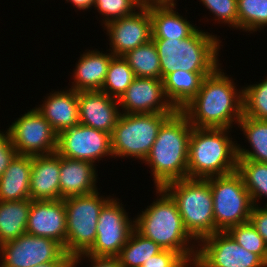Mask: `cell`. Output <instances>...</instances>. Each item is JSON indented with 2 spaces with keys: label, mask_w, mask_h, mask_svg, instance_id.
Masks as SVG:
<instances>
[{
  "label": "cell",
  "mask_w": 267,
  "mask_h": 267,
  "mask_svg": "<svg viewBox=\"0 0 267 267\" xmlns=\"http://www.w3.org/2000/svg\"><path fill=\"white\" fill-rule=\"evenodd\" d=\"M60 156L70 159L88 161L94 165L105 156L113 157L111 151V135L78 124L58 134L57 151Z\"/></svg>",
  "instance_id": "5bb4252c"
},
{
  "label": "cell",
  "mask_w": 267,
  "mask_h": 267,
  "mask_svg": "<svg viewBox=\"0 0 267 267\" xmlns=\"http://www.w3.org/2000/svg\"><path fill=\"white\" fill-rule=\"evenodd\" d=\"M71 256L65 253L59 260L49 263H43L34 267H68Z\"/></svg>",
  "instance_id": "60d3db41"
},
{
  "label": "cell",
  "mask_w": 267,
  "mask_h": 267,
  "mask_svg": "<svg viewBox=\"0 0 267 267\" xmlns=\"http://www.w3.org/2000/svg\"><path fill=\"white\" fill-rule=\"evenodd\" d=\"M157 49L161 79L176 70L213 73L219 65V37L197 28L184 39H151Z\"/></svg>",
  "instance_id": "277c9868"
},
{
  "label": "cell",
  "mask_w": 267,
  "mask_h": 267,
  "mask_svg": "<svg viewBox=\"0 0 267 267\" xmlns=\"http://www.w3.org/2000/svg\"><path fill=\"white\" fill-rule=\"evenodd\" d=\"M32 156L17 154L0 177V201L30 199Z\"/></svg>",
  "instance_id": "cb8c5ba5"
},
{
  "label": "cell",
  "mask_w": 267,
  "mask_h": 267,
  "mask_svg": "<svg viewBox=\"0 0 267 267\" xmlns=\"http://www.w3.org/2000/svg\"><path fill=\"white\" fill-rule=\"evenodd\" d=\"M177 204L188 233L199 241L215 233L213 197L206 179H181L163 187Z\"/></svg>",
  "instance_id": "8992f818"
},
{
  "label": "cell",
  "mask_w": 267,
  "mask_h": 267,
  "mask_svg": "<svg viewBox=\"0 0 267 267\" xmlns=\"http://www.w3.org/2000/svg\"><path fill=\"white\" fill-rule=\"evenodd\" d=\"M142 267H192L177 252L163 250L159 254L149 258Z\"/></svg>",
  "instance_id": "8d00e7d4"
},
{
  "label": "cell",
  "mask_w": 267,
  "mask_h": 267,
  "mask_svg": "<svg viewBox=\"0 0 267 267\" xmlns=\"http://www.w3.org/2000/svg\"><path fill=\"white\" fill-rule=\"evenodd\" d=\"M162 251L157 243L134 229L117 257L122 267H142L149 258Z\"/></svg>",
  "instance_id": "83f0119b"
},
{
  "label": "cell",
  "mask_w": 267,
  "mask_h": 267,
  "mask_svg": "<svg viewBox=\"0 0 267 267\" xmlns=\"http://www.w3.org/2000/svg\"><path fill=\"white\" fill-rule=\"evenodd\" d=\"M48 95L42 105L35 108L57 134L79 124L77 91L69 88Z\"/></svg>",
  "instance_id": "44dd1931"
},
{
  "label": "cell",
  "mask_w": 267,
  "mask_h": 267,
  "mask_svg": "<svg viewBox=\"0 0 267 267\" xmlns=\"http://www.w3.org/2000/svg\"><path fill=\"white\" fill-rule=\"evenodd\" d=\"M112 196L94 193L69 197L64 200L66 209V253L70 256L86 253L94 244L97 221L103 206Z\"/></svg>",
  "instance_id": "ba28073f"
},
{
  "label": "cell",
  "mask_w": 267,
  "mask_h": 267,
  "mask_svg": "<svg viewBox=\"0 0 267 267\" xmlns=\"http://www.w3.org/2000/svg\"><path fill=\"white\" fill-rule=\"evenodd\" d=\"M69 1L79 10H89L95 3V0H66V2Z\"/></svg>",
  "instance_id": "b9f144b4"
},
{
  "label": "cell",
  "mask_w": 267,
  "mask_h": 267,
  "mask_svg": "<svg viewBox=\"0 0 267 267\" xmlns=\"http://www.w3.org/2000/svg\"><path fill=\"white\" fill-rule=\"evenodd\" d=\"M118 99L101 90L78 91L79 123L112 135L121 114Z\"/></svg>",
  "instance_id": "ac0fdd59"
},
{
  "label": "cell",
  "mask_w": 267,
  "mask_h": 267,
  "mask_svg": "<svg viewBox=\"0 0 267 267\" xmlns=\"http://www.w3.org/2000/svg\"><path fill=\"white\" fill-rule=\"evenodd\" d=\"M237 7L239 30L252 33L267 26V0H237Z\"/></svg>",
  "instance_id": "1f68e13d"
},
{
  "label": "cell",
  "mask_w": 267,
  "mask_h": 267,
  "mask_svg": "<svg viewBox=\"0 0 267 267\" xmlns=\"http://www.w3.org/2000/svg\"><path fill=\"white\" fill-rule=\"evenodd\" d=\"M219 66L203 79L196 96L181 110L195 128H228L243 116V89ZM236 87V88H235Z\"/></svg>",
  "instance_id": "6da1fadb"
},
{
  "label": "cell",
  "mask_w": 267,
  "mask_h": 267,
  "mask_svg": "<svg viewBox=\"0 0 267 267\" xmlns=\"http://www.w3.org/2000/svg\"><path fill=\"white\" fill-rule=\"evenodd\" d=\"M7 131L19 155H48L57 151L58 134L36 108L17 118Z\"/></svg>",
  "instance_id": "8fae6325"
},
{
  "label": "cell",
  "mask_w": 267,
  "mask_h": 267,
  "mask_svg": "<svg viewBox=\"0 0 267 267\" xmlns=\"http://www.w3.org/2000/svg\"><path fill=\"white\" fill-rule=\"evenodd\" d=\"M59 178L60 155L57 152L48 155L32 156L30 199L59 200Z\"/></svg>",
  "instance_id": "d6986e66"
},
{
  "label": "cell",
  "mask_w": 267,
  "mask_h": 267,
  "mask_svg": "<svg viewBox=\"0 0 267 267\" xmlns=\"http://www.w3.org/2000/svg\"><path fill=\"white\" fill-rule=\"evenodd\" d=\"M118 200L111 198L101 209L97 221L96 240L86 254L118 256L127 243L134 230V220L128 217L123 204Z\"/></svg>",
  "instance_id": "7c38bea8"
},
{
  "label": "cell",
  "mask_w": 267,
  "mask_h": 267,
  "mask_svg": "<svg viewBox=\"0 0 267 267\" xmlns=\"http://www.w3.org/2000/svg\"><path fill=\"white\" fill-rule=\"evenodd\" d=\"M155 190L159 196L142 214L134 218V229L163 250L179 253L193 267L198 242L186 230L177 204L170 194L163 187Z\"/></svg>",
  "instance_id": "7a4b0ae2"
},
{
  "label": "cell",
  "mask_w": 267,
  "mask_h": 267,
  "mask_svg": "<svg viewBox=\"0 0 267 267\" xmlns=\"http://www.w3.org/2000/svg\"><path fill=\"white\" fill-rule=\"evenodd\" d=\"M199 242L194 267H267L258 255L241 247L227 231H218Z\"/></svg>",
  "instance_id": "30bf717a"
},
{
  "label": "cell",
  "mask_w": 267,
  "mask_h": 267,
  "mask_svg": "<svg viewBox=\"0 0 267 267\" xmlns=\"http://www.w3.org/2000/svg\"><path fill=\"white\" fill-rule=\"evenodd\" d=\"M134 14L113 20L104 26L109 36V50L114 56H124L152 39L151 17L148 6H142Z\"/></svg>",
  "instance_id": "9a60e30c"
},
{
  "label": "cell",
  "mask_w": 267,
  "mask_h": 267,
  "mask_svg": "<svg viewBox=\"0 0 267 267\" xmlns=\"http://www.w3.org/2000/svg\"><path fill=\"white\" fill-rule=\"evenodd\" d=\"M206 180L212 190L215 233L249 221L254 204L237 171Z\"/></svg>",
  "instance_id": "9c48e42d"
},
{
  "label": "cell",
  "mask_w": 267,
  "mask_h": 267,
  "mask_svg": "<svg viewBox=\"0 0 267 267\" xmlns=\"http://www.w3.org/2000/svg\"><path fill=\"white\" fill-rule=\"evenodd\" d=\"M212 73L188 72L176 70L163 79L167 99L172 106L181 111L199 92L203 79Z\"/></svg>",
  "instance_id": "d4e9b609"
},
{
  "label": "cell",
  "mask_w": 267,
  "mask_h": 267,
  "mask_svg": "<svg viewBox=\"0 0 267 267\" xmlns=\"http://www.w3.org/2000/svg\"><path fill=\"white\" fill-rule=\"evenodd\" d=\"M118 101L124 114L177 111L166 97L162 79L157 78L136 77Z\"/></svg>",
  "instance_id": "2e32d148"
},
{
  "label": "cell",
  "mask_w": 267,
  "mask_h": 267,
  "mask_svg": "<svg viewBox=\"0 0 267 267\" xmlns=\"http://www.w3.org/2000/svg\"><path fill=\"white\" fill-rule=\"evenodd\" d=\"M228 128H192L188 178L207 179L237 171V143Z\"/></svg>",
  "instance_id": "5b68a950"
},
{
  "label": "cell",
  "mask_w": 267,
  "mask_h": 267,
  "mask_svg": "<svg viewBox=\"0 0 267 267\" xmlns=\"http://www.w3.org/2000/svg\"><path fill=\"white\" fill-rule=\"evenodd\" d=\"M65 253L55 240L25 233L0 245V267H34L57 261Z\"/></svg>",
  "instance_id": "4fadbf2b"
},
{
  "label": "cell",
  "mask_w": 267,
  "mask_h": 267,
  "mask_svg": "<svg viewBox=\"0 0 267 267\" xmlns=\"http://www.w3.org/2000/svg\"><path fill=\"white\" fill-rule=\"evenodd\" d=\"M215 15V21L238 29L237 0H200Z\"/></svg>",
  "instance_id": "d590c367"
},
{
  "label": "cell",
  "mask_w": 267,
  "mask_h": 267,
  "mask_svg": "<svg viewBox=\"0 0 267 267\" xmlns=\"http://www.w3.org/2000/svg\"><path fill=\"white\" fill-rule=\"evenodd\" d=\"M238 127L244 132L251 149L241 148L237 144V160L267 163V120H258L243 115L238 121Z\"/></svg>",
  "instance_id": "4316f807"
},
{
  "label": "cell",
  "mask_w": 267,
  "mask_h": 267,
  "mask_svg": "<svg viewBox=\"0 0 267 267\" xmlns=\"http://www.w3.org/2000/svg\"><path fill=\"white\" fill-rule=\"evenodd\" d=\"M192 128L181 111L172 114L160 127L143 161L151 169L156 188L188 178V149Z\"/></svg>",
  "instance_id": "3957f363"
},
{
  "label": "cell",
  "mask_w": 267,
  "mask_h": 267,
  "mask_svg": "<svg viewBox=\"0 0 267 267\" xmlns=\"http://www.w3.org/2000/svg\"><path fill=\"white\" fill-rule=\"evenodd\" d=\"M26 233L60 243L66 252V209L64 200H32Z\"/></svg>",
  "instance_id": "e0dca14e"
},
{
  "label": "cell",
  "mask_w": 267,
  "mask_h": 267,
  "mask_svg": "<svg viewBox=\"0 0 267 267\" xmlns=\"http://www.w3.org/2000/svg\"><path fill=\"white\" fill-rule=\"evenodd\" d=\"M237 172L242 176L254 205L263 196L267 197V163L237 160Z\"/></svg>",
  "instance_id": "4dcf8cb0"
},
{
  "label": "cell",
  "mask_w": 267,
  "mask_h": 267,
  "mask_svg": "<svg viewBox=\"0 0 267 267\" xmlns=\"http://www.w3.org/2000/svg\"><path fill=\"white\" fill-rule=\"evenodd\" d=\"M94 7L105 17L102 20L105 26L113 20L134 14L142 5L136 0H95Z\"/></svg>",
  "instance_id": "e575fe53"
},
{
  "label": "cell",
  "mask_w": 267,
  "mask_h": 267,
  "mask_svg": "<svg viewBox=\"0 0 267 267\" xmlns=\"http://www.w3.org/2000/svg\"><path fill=\"white\" fill-rule=\"evenodd\" d=\"M243 88V115L267 120V77L257 84Z\"/></svg>",
  "instance_id": "d6a6232c"
},
{
  "label": "cell",
  "mask_w": 267,
  "mask_h": 267,
  "mask_svg": "<svg viewBox=\"0 0 267 267\" xmlns=\"http://www.w3.org/2000/svg\"><path fill=\"white\" fill-rule=\"evenodd\" d=\"M249 221L267 245V203L264 207H259L258 204L254 205Z\"/></svg>",
  "instance_id": "ab89813d"
},
{
  "label": "cell",
  "mask_w": 267,
  "mask_h": 267,
  "mask_svg": "<svg viewBox=\"0 0 267 267\" xmlns=\"http://www.w3.org/2000/svg\"><path fill=\"white\" fill-rule=\"evenodd\" d=\"M95 166L88 161L60 156V199L96 192L98 175Z\"/></svg>",
  "instance_id": "ffe728a7"
},
{
  "label": "cell",
  "mask_w": 267,
  "mask_h": 267,
  "mask_svg": "<svg viewBox=\"0 0 267 267\" xmlns=\"http://www.w3.org/2000/svg\"><path fill=\"white\" fill-rule=\"evenodd\" d=\"M136 1L140 3L142 6H148L158 3V0H136Z\"/></svg>",
  "instance_id": "7bdbcfd3"
},
{
  "label": "cell",
  "mask_w": 267,
  "mask_h": 267,
  "mask_svg": "<svg viewBox=\"0 0 267 267\" xmlns=\"http://www.w3.org/2000/svg\"><path fill=\"white\" fill-rule=\"evenodd\" d=\"M174 113H121L111 135L115 157L144 161L156 140L162 124Z\"/></svg>",
  "instance_id": "52a82bcc"
},
{
  "label": "cell",
  "mask_w": 267,
  "mask_h": 267,
  "mask_svg": "<svg viewBox=\"0 0 267 267\" xmlns=\"http://www.w3.org/2000/svg\"><path fill=\"white\" fill-rule=\"evenodd\" d=\"M85 258L92 263L90 267H122L117 256H93L86 253L71 256L68 267H76Z\"/></svg>",
  "instance_id": "74e56055"
},
{
  "label": "cell",
  "mask_w": 267,
  "mask_h": 267,
  "mask_svg": "<svg viewBox=\"0 0 267 267\" xmlns=\"http://www.w3.org/2000/svg\"><path fill=\"white\" fill-rule=\"evenodd\" d=\"M164 1L175 2L176 0H158V3H161V2H164Z\"/></svg>",
  "instance_id": "ee69618b"
},
{
  "label": "cell",
  "mask_w": 267,
  "mask_h": 267,
  "mask_svg": "<svg viewBox=\"0 0 267 267\" xmlns=\"http://www.w3.org/2000/svg\"><path fill=\"white\" fill-rule=\"evenodd\" d=\"M4 133L0 131V177L4 174L10 162L17 155L10 134L7 130L6 132L4 131Z\"/></svg>",
  "instance_id": "f35d334b"
},
{
  "label": "cell",
  "mask_w": 267,
  "mask_h": 267,
  "mask_svg": "<svg viewBox=\"0 0 267 267\" xmlns=\"http://www.w3.org/2000/svg\"><path fill=\"white\" fill-rule=\"evenodd\" d=\"M135 78L134 71L123 56H114L109 64L101 91L112 98L120 99Z\"/></svg>",
  "instance_id": "f546056e"
},
{
  "label": "cell",
  "mask_w": 267,
  "mask_h": 267,
  "mask_svg": "<svg viewBox=\"0 0 267 267\" xmlns=\"http://www.w3.org/2000/svg\"><path fill=\"white\" fill-rule=\"evenodd\" d=\"M114 55L102 51L89 50L81 54L73 73L71 85L75 91L102 90L109 64Z\"/></svg>",
  "instance_id": "603a6c76"
},
{
  "label": "cell",
  "mask_w": 267,
  "mask_h": 267,
  "mask_svg": "<svg viewBox=\"0 0 267 267\" xmlns=\"http://www.w3.org/2000/svg\"><path fill=\"white\" fill-rule=\"evenodd\" d=\"M123 58L136 77L161 79L159 55L152 40L127 52Z\"/></svg>",
  "instance_id": "f1b7e54d"
},
{
  "label": "cell",
  "mask_w": 267,
  "mask_h": 267,
  "mask_svg": "<svg viewBox=\"0 0 267 267\" xmlns=\"http://www.w3.org/2000/svg\"><path fill=\"white\" fill-rule=\"evenodd\" d=\"M175 6L176 3L170 1L148 5L152 39H184L197 29L176 12Z\"/></svg>",
  "instance_id": "7402d4cb"
},
{
  "label": "cell",
  "mask_w": 267,
  "mask_h": 267,
  "mask_svg": "<svg viewBox=\"0 0 267 267\" xmlns=\"http://www.w3.org/2000/svg\"><path fill=\"white\" fill-rule=\"evenodd\" d=\"M227 232L241 247L255 253L267 264V245L250 221L232 226Z\"/></svg>",
  "instance_id": "836d02e7"
},
{
  "label": "cell",
  "mask_w": 267,
  "mask_h": 267,
  "mask_svg": "<svg viewBox=\"0 0 267 267\" xmlns=\"http://www.w3.org/2000/svg\"><path fill=\"white\" fill-rule=\"evenodd\" d=\"M31 199L0 201V245L26 233Z\"/></svg>",
  "instance_id": "484cf974"
}]
</instances>
